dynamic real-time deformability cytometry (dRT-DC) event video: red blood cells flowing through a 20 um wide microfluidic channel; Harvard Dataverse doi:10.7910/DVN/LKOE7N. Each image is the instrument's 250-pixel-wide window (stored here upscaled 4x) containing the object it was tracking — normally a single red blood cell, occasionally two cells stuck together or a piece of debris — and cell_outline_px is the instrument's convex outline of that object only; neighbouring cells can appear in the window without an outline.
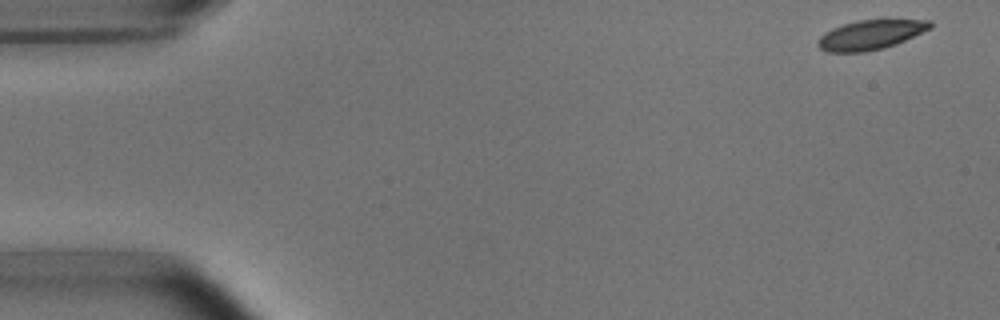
{"species": "common noctule bat (a hibernating species)", "species_latin": "Nyctalus noctula", "temperature_condition": "room temperature", "stored_images_in_passage": 12, "camera_frame_rate_fps": 3000, "um_per_image_px": 0.085, "animal": {"sex": "male", "body_mass_g": 15.6}, "frame": {"image": 1, "passage_image": 1, "time_ms": 0.0, "image_size_px": [1000, 320], "cell_outline_px": [[932, 28], [896, 44], [884, 48], [864, 52], [828, 52], [820, 48], [816, 44], [816, 40], [824, 32], [832, 28], [856, 20], [932, 20]], "centroid_in_image_um": [73.97, 2.96], "position_along_channel_um": 11.0, "area_um2": 19.36}}